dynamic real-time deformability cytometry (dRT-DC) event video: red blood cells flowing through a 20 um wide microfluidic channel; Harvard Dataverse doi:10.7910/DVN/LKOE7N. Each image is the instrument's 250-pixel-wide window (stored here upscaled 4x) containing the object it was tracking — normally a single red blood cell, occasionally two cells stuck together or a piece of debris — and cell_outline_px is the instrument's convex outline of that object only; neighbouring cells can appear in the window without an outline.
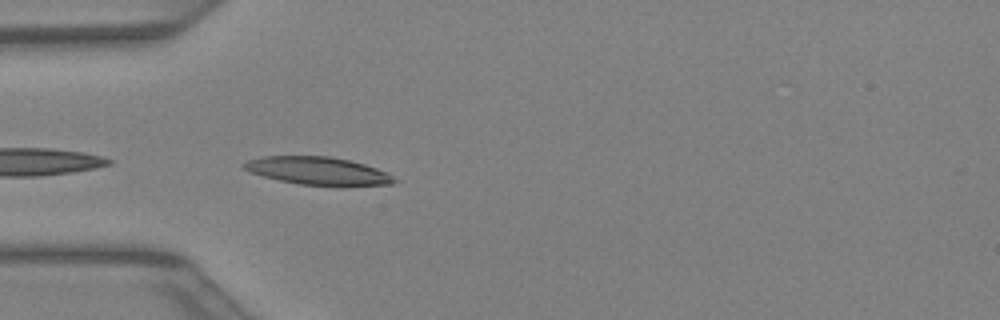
{"species": "Egyptian fruit bat (a non-hibernating species)", "species_latin": "Rousettus aegyptiacus", "temperature_condition": "warm", "stored_images_in_passage": 13, "camera_frame_rate_fps": 3000, "um_per_image_px": 0.085, "animal": {"sex": "female"}, "frame": {"image": 1, "passage_image": 1, "time_ms": 0.0, "image_size_px": [1000, 320], "cell_outline_px": [[396, 180], [392, 184], [300, 184], [280, 180], [264, 176], [252, 172], [244, 168], [240, 164], [248, 160], [264, 156], [328, 156], [348, 160], [364, 164], [388, 172]], "centroid_in_image_um": [26.97, 14.49], "position_along_channel_um": 58.0, "area_um2": 23.52}}